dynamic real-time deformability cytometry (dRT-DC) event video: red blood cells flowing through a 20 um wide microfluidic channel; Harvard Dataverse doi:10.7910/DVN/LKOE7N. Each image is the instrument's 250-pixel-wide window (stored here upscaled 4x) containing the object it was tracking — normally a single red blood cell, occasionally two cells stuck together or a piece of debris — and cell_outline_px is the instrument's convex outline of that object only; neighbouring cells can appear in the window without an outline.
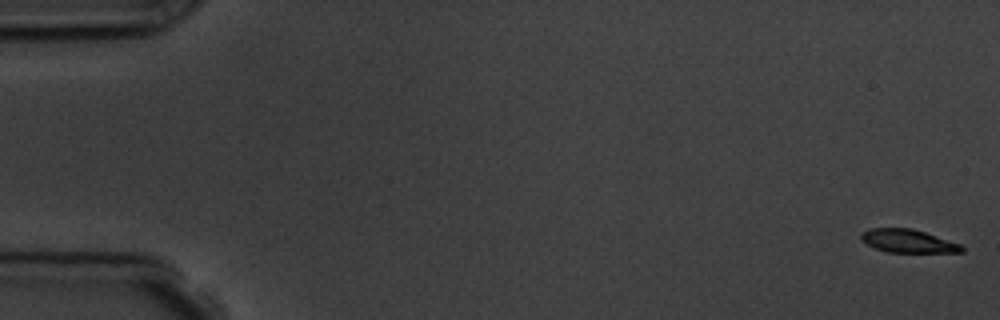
{"species": "common noctule bat (a hibernating species)", "species_latin": "Nyctalus noctula", "temperature_condition": "room temperature", "stored_images_in_passage": 5, "camera_frame_rate_fps": 3000, "um_per_image_px": 0.085, "animal": {"sex": "male", "body_mass_g": 19.5, "forearm_length_mm": 54.6}, "frame": {"image": 1, "passage_image": 1, "time_ms": 0.0, "image_size_px": [1000, 320], "cell_outline_px": [[964, 252], [888, 252], [876, 248], [860, 240], [860, 236], [864, 232], [872, 228], [912, 228], [960, 244], [964, 248]], "centroid_in_image_um": [77.18, 20.49], "position_along_channel_um": 7.8, "area_um2": 13.35}}
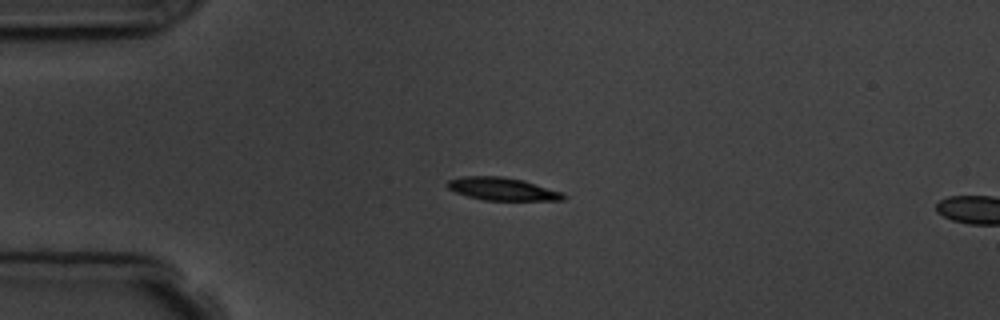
{"frame": {"image": 2, "passage_image": 4, "time_ms": 4.333, "image_size_px": [1000, 320], "cell_outline_px": [[568, 196], [564, 200], [484, 200], [468, 196], [456, 192], [448, 188], [444, 184], [448, 180], [464, 176], [500, 176], [524, 180], [564, 192]], "centroid_in_image_um": [42.73, 16.06], "position_along_channel_um": 42.3, "area_um2": 15.55}}